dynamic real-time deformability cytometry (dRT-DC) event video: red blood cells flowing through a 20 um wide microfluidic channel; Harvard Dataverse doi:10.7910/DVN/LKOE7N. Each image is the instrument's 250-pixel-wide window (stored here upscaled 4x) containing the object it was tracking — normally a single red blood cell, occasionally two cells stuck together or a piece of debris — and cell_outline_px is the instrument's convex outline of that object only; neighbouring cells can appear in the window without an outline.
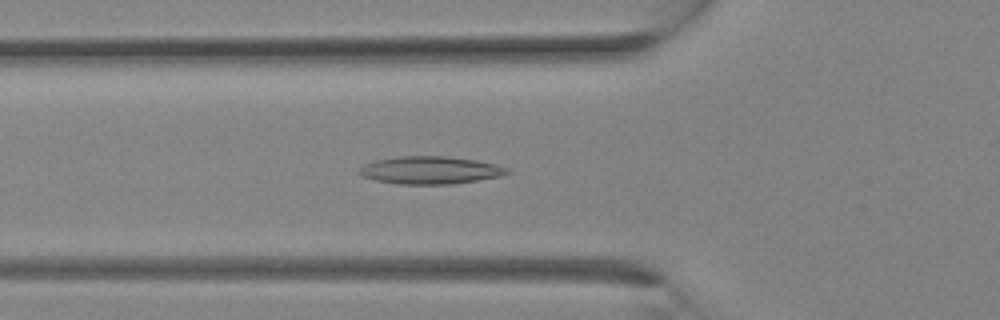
{"species": "Egyptian fruit bat (a non-hibernating species)", "species_latin": "Rousettus aegyptiacus", "temperature_condition": "room temperature", "stored_images_in_passage": 14, "camera_frame_rate_fps": 3000, "um_per_image_px": 0.085, "animal": {"sex": "female"}, "frame": {"image": 1, "passage_image": 5, "time_ms": 1.333, "image_size_px": [1000, 320], "cell_outline_px": [[512, 172], [500, 176], [452, 184], [400, 184], [376, 180], [364, 176], [356, 172], [364, 164], [376, 160], [396, 156], [448, 156], [476, 160], [496, 164], [508, 168]], "centroid_in_image_um": [36.58, 14.45], "position_along_channel_um": 89.2, "area_um2": 23.81}}
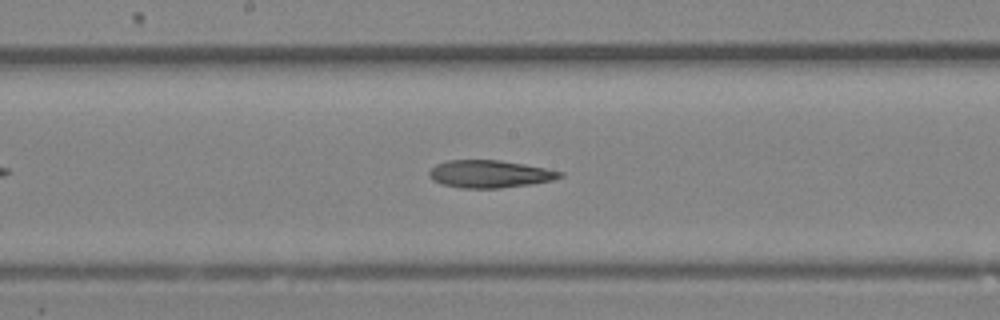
{"frame": {"image": 2, "passage_image": 10, "time_ms": 3.0, "image_size_px": [1000, 320], "cell_outline_px": [[564, 176], [552, 180], [532, 184], [500, 188], [460, 188], [440, 184], [432, 180], [428, 176], [428, 172], [436, 164], [448, 160], [500, 160], [524, 164], [564, 172]], "centroid_in_image_um": [41.6, 14.79], "position_along_channel_um": 206.6, "area_um2": 21.1}}
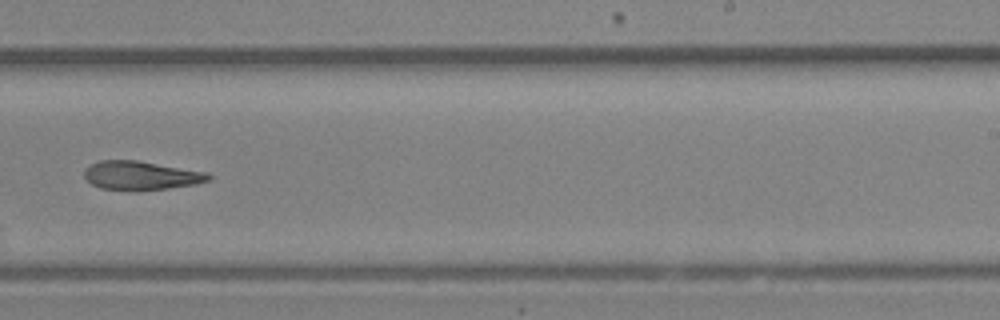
{"frame": {"image": 3, "passage_image": 13, "time_ms": 4.0, "image_size_px": [1000, 320], "cell_outline_px": [[212, 176], [208, 180], [196, 184], [168, 188], [100, 188], [92, 184], [84, 176], [84, 172], [92, 164], [100, 160], [136, 160], [208, 172]], "centroid_in_image_um": [12.02, 14.88], "position_along_channel_um": 277.0, "area_um2": 20.0}}